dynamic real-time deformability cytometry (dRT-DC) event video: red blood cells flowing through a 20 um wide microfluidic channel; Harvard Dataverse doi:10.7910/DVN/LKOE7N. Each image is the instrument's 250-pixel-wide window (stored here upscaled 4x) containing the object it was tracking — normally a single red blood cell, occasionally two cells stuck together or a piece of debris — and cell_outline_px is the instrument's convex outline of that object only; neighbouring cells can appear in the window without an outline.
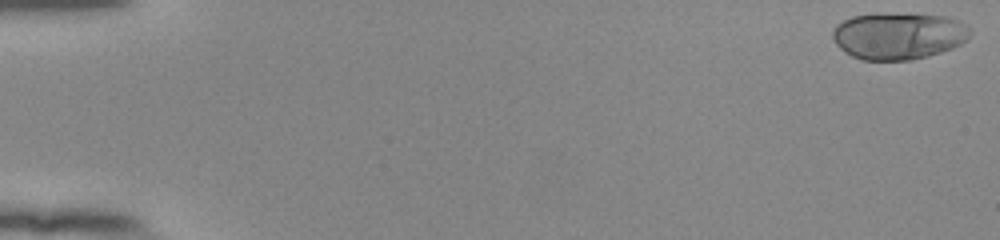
{"species": "human", "species_latin": "Homo sapiens", "temperature_condition": "room temperature", "stored_images_in_passage": 54, "camera_frame_rate_fps": 3000, "um_per_image_px": 0.085, "donor": {"sex": "female"}, "frame": {"image": 1, "passage_image": 1, "time_ms": 0.0, "image_size_px": [1000, 240], "cell_outline_px": [[968, 40], [952, 48], [928, 56], [912, 60], [860, 60], [844, 52], [836, 44], [832, 36], [832, 28], [836, 24], [852, 16], [948, 16], [968, 24]], "centroid_in_image_um": [76.36, 3.1], "position_along_channel_um": 8.6, "area_um2": 36.7}}
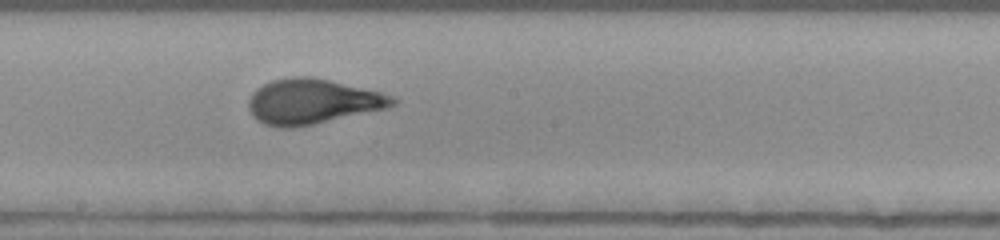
{"frame": {"image": 2, "passage_image": 31, "time_ms": 10.0, "image_size_px": [1000, 240], "cell_outline_px": [[400, 100], [396, 104], [388, 108], [312, 124], [292, 128], [280, 128], [264, 124], [256, 120], [252, 116], [248, 108], [248, 100], [252, 92], [256, 88], [272, 80], [292, 76], [312, 76], [380, 92], [396, 96]], "centroid_in_image_um": [26.55, 8.63], "position_along_channel_um": 221.7, "area_um2": 38.03}}
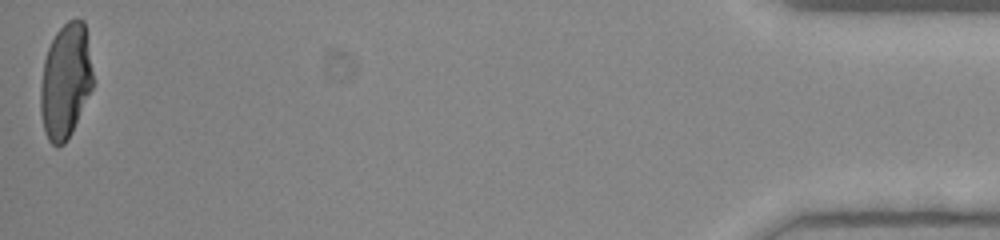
{"frame": {"image": 3, "passage_image": 54, "time_ms": 17.667, "image_size_px": [1000, 240], "cell_outline_px": [[92, 88], [72, 132], [64, 144], [56, 148], [48, 140], [44, 132], [40, 112], [40, 88], [44, 60], [48, 48], [56, 32], [68, 20], [84, 20], [92, 72]], "centroid_in_image_um": [5.54, 6.94], "position_along_channel_um": 429.7, "area_um2": 34.85}, "authors_computed_cell_mechanics": {"area_um2": 36.6452, "velocity_mm_per_s": 3.8531, "shape_relaxation_time_tau1_ms": 5.4281, "shape_relaxation_time_tau2_ms": null, "deformation_change_tau1": 0.234, "deformation_change_tau2": null}}